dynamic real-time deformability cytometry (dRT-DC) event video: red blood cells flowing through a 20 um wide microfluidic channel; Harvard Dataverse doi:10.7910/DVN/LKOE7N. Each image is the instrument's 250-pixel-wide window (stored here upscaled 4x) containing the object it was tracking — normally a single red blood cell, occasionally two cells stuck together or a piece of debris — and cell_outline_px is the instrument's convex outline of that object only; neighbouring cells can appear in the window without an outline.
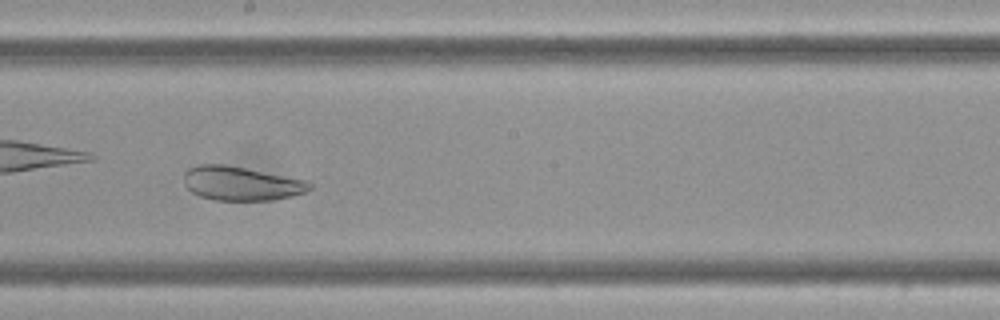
{"species": "Egyptian fruit bat (a non-hibernating species)", "species_latin": "Rousettus aegyptiacus", "temperature_condition": "cold", "stored_images_in_passage": 10, "camera_frame_rate_fps": 3000, "um_per_image_px": 0.085, "frame": {"image": 1, "passage_image": 9, "time_ms": 2.667, "image_size_px": [1000, 320], "cell_outline_px": [[312, 188], [308, 192], [292, 196], [272, 200], [216, 200], [200, 196], [192, 192], [184, 184], [184, 172], [188, 168], [200, 164], [224, 164], [304, 180], [312, 184]], "centroid_in_image_um": [20.49, 15.6], "position_along_channel_um": 227.7, "area_um2": 24.74}}